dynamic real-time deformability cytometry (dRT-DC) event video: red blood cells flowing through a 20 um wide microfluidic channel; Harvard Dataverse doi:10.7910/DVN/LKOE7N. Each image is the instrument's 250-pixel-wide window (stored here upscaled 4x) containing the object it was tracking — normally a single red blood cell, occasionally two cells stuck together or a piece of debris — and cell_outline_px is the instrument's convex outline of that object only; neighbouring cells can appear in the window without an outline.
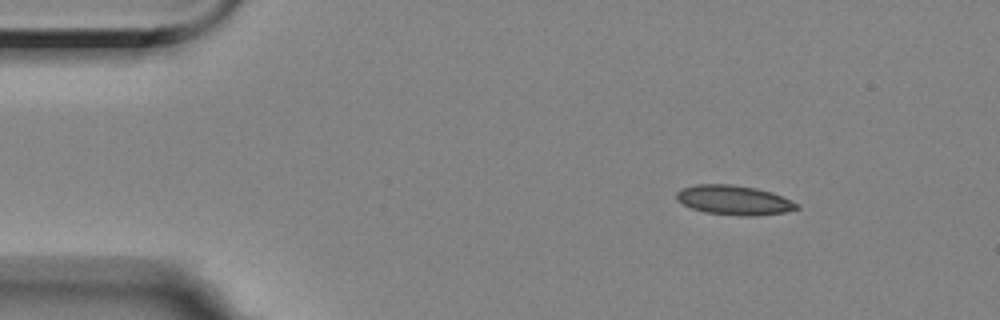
{"species": "Egyptian fruit bat (a non-hibernating species)", "species_latin": "Rousettus aegyptiacus", "temperature_condition": "room temperature", "stored_images_in_passage": 50, "camera_frame_rate_fps": 3000, "um_per_image_px": 0.085, "animal": {"sex": "female"}, "frame": {"image": 1, "passage_image": 1, "time_ms": 0.0, "image_size_px": [1000, 320], "cell_outline_px": [[800, 208], [784, 212], [756, 216], [744, 216], [704, 212], [692, 208], [676, 200], [676, 192], [680, 188], [696, 184], [732, 184], [756, 188], [772, 192], [792, 200], [800, 204]], "centroid_in_image_um": [62.4, 17.0], "position_along_channel_um": 22.6, "area_um2": 20.87}}
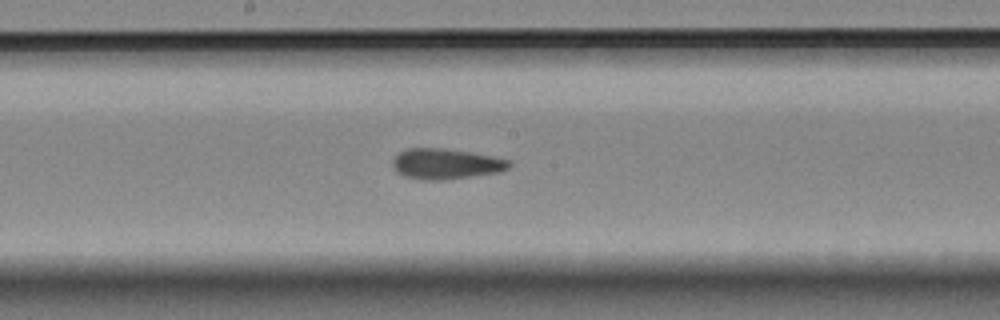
{"frame": {"image": 2, "passage_image": 23, "time_ms": 7.333, "image_size_px": [1000, 320], "cell_outline_px": [[512, 164], [508, 168], [500, 172], [444, 180], [420, 180], [404, 176], [396, 172], [392, 164], [392, 160], [404, 148], [440, 148], [468, 152], [492, 156], [508, 160]], "centroid_in_image_um": [37.86, 13.94], "position_along_channel_um": 210.3, "area_um2": 20.69}}
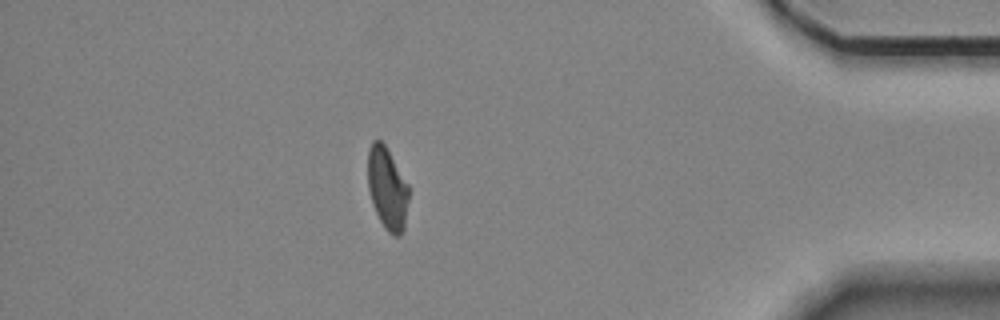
{"frame": {"image": 3, "passage_image": 43, "time_ms": 14.0, "image_size_px": [1000, 320], "cell_outline_px": [[408, 200], [404, 228], [400, 236], [392, 236], [384, 228], [372, 204], [368, 188], [368, 148], [372, 140], [380, 140], [384, 144], [408, 184]], "centroid_in_image_um": [32.9, 16.03], "position_along_channel_um": 402.3, "area_um2": 19.54}, "authors_computed_cell_mechanics": {"area_um2": 20.4034, "velocity_mm_per_s": 3.5063, "shape_relaxation_time_tau1_ms": null, "shape_relaxation_time_tau2_ms": 2.3518, "deformation_change_tau1": null, "deformation_change_tau2": 0.1084}}